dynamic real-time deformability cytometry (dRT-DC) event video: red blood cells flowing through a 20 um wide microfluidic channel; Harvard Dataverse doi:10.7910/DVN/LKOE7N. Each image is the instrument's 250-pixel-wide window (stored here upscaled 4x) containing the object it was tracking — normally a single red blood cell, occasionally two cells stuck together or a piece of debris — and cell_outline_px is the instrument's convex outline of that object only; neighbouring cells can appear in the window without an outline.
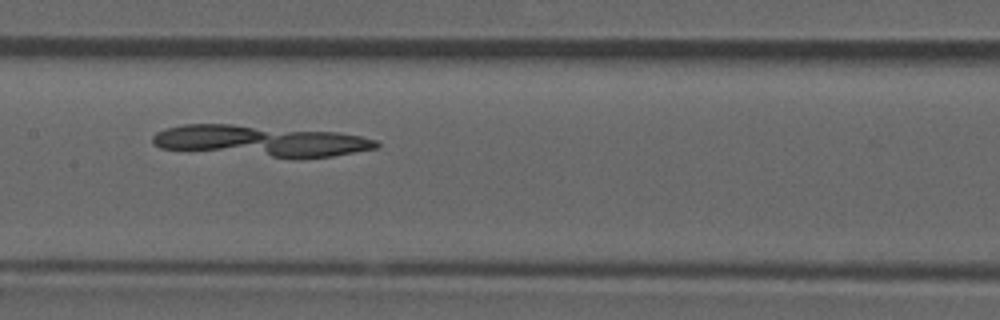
{"species": "common noctule bat (a hibernating species)", "species_latin": "Nyctalus noctula", "temperature_condition": "room temperature", "stored_images_in_passage": 35, "camera_frame_rate_fps": 3000, "um_per_image_px": 0.085, "animal": {"sex": "male", "forearm_length_mm": 52.5}, "frame": {"image": 1, "passage_image": 12, "time_ms": 3.667, "image_size_px": [1000, 320], "cell_outline_px": [[380, 148], [332, 156], [272, 156], [160, 148], [152, 144], [152, 136], [156, 132], [164, 128], [184, 124], [232, 124], [336, 132], [360, 136], [376, 140], [380, 144]], "centroid_in_image_um": [22.12, 11.95], "position_along_channel_um": 185.3, "area_um2": 39.71}}
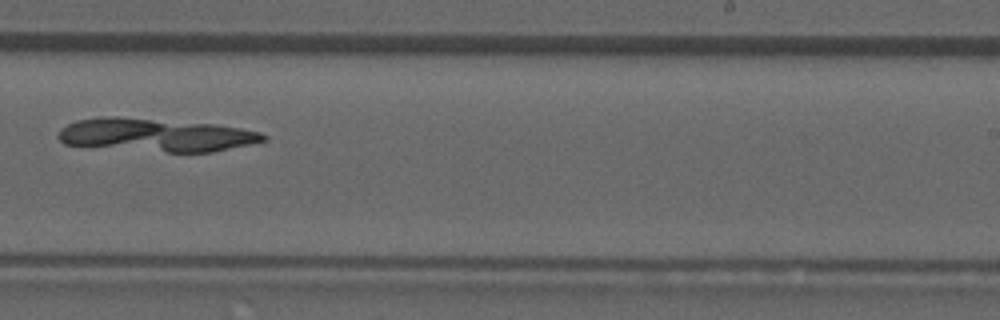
{"frame": {"image": 2, "passage_image": 19, "time_ms": 6.0, "image_size_px": [1000, 320], "cell_outline_px": [[268, 140], [252, 144], [212, 152], [168, 152], [64, 144], [56, 136], [60, 128], [76, 120], [100, 116], [116, 116], [216, 124], [240, 128], [260, 132], [268, 136]], "centroid_in_image_um": [13.26, 11.46], "position_along_channel_um": 275.7, "area_um2": 39.71}}
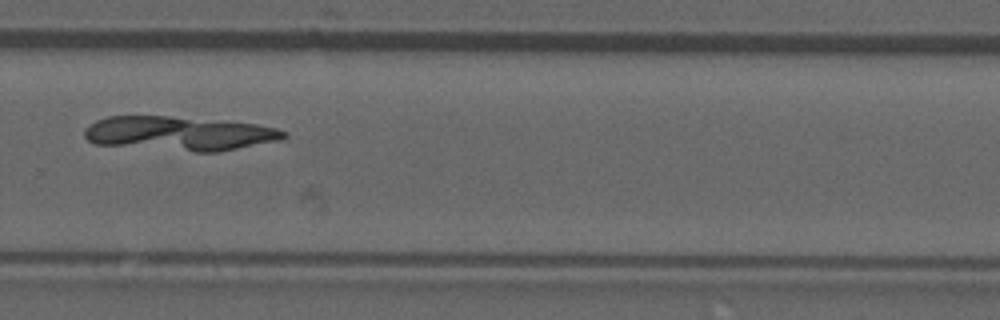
{"frame": {"image": 3, "passage_image": 22, "time_ms": 7.0, "image_size_px": [1000, 320], "cell_outline_px": [[288, 136], [280, 140], [220, 152], [196, 152], [96, 144], [88, 140], [84, 136], [84, 128], [88, 124], [96, 120], [108, 116], [168, 116], [256, 124], [276, 128], [288, 132]], "centroid_in_image_um": [15.23, 11.35], "position_along_channel_um": 314.6, "area_um2": 39.77}}